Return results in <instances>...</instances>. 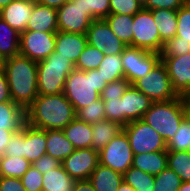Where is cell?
Listing matches in <instances>:
<instances>
[{
	"instance_id": "42",
	"label": "cell",
	"mask_w": 190,
	"mask_h": 191,
	"mask_svg": "<svg viewBox=\"0 0 190 191\" xmlns=\"http://www.w3.org/2000/svg\"><path fill=\"white\" fill-rule=\"evenodd\" d=\"M143 9L138 0H110V14L134 16Z\"/></svg>"
},
{
	"instance_id": "52",
	"label": "cell",
	"mask_w": 190,
	"mask_h": 191,
	"mask_svg": "<svg viewBox=\"0 0 190 191\" xmlns=\"http://www.w3.org/2000/svg\"><path fill=\"white\" fill-rule=\"evenodd\" d=\"M73 191H95L91 182L87 180H76Z\"/></svg>"
},
{
	"instance_id": "55",
	"label": "cell",
	"mask_w": 190,
	"mask_h": 191,
	"mask_svg": "<svg viewBox=\"0 0 190 191\" xmlns=\"http://www.w3.org/2000/svg\"><path fill=\"white\" fill-rule=\"evenodd\" d=\"M188 113H190V90L183 96Z\"/></svg>"
},
{
	"instance_id": "49",
	"label": "cell",
	"mask_w": 190,
	"mask_h": 191,
	"mask_svg": "<svg viewBox=\"0 0 190 191\" xmlns=\"http://www.w3.org/2000/svg\"><path fill=\"white\" fill-rule=\"evenodd\" d=\"M0 191H26L20 178L0 176Z\"/></svg>"
},
{
	"instance_id": "45",
	"label": "cell",
	"mask_w": 190,
	"mask_h": 191,
	"mask_svg": "<svg viewBox=\"0 0 190 191\" xmlns=\"http://www.w3.org/2000/svg\"><path fill=\"white\" fill-rule=\"evenodd\" d=\"M4 155L23 157V127L19 132L13 134L6 145Z\"/></svg>"
},
{
	"instance_id": "27",
	"label": "cell",
	"mask_w": 190,
	"mask_h": 191,
	"mask_svg": "<svg viewBox=\"0 0 190 191\" xmlns=\"http://www.w3.org/2000/svg\"><path fill=\"white\" fill-rule=\"evenodd\" d=\"M160 34L161 42L164 44L176 36L177 10L155 9L150 10Z\"/></svg>"
},
{
	"instance_id": "30",
	"label": "cell",
	"mask_w": 190,
	"mask_h": 191,
	"mask_svg": "<svg viewBox=\"0 0 190 191\" xmlns=\"http://www.w3.org/2000/svg\"><path fill=\"white\" fill-rule=\"evenodd\" d=\"M111 31L127 46H132L134 16L123 14H109L104 19Z\"/></svg>"
},
{
	"instance_id": "39",
	"label": "cell",
	"mask_w": 190,
	"mask_h": 191,
	"mask_svg": "<svg viewBox=\"0 0 190 191\" xmlns=\"http://www.w3.org/2000/svg\"><path fill=\"white\" fill-rule=\"evenodd\" d=\"M182 184L181 178L168 167L155 175L153 191H177Z\"/></svg>"
},
{
	"instance_id": "41",
	"label": "cell",
	"mask_w": 190,
	"mask_h": 191,
	"mask_svg": "<svg viewBox=\"0 0 190 191\" xmlns=\"http://www.w3.org/2000/svg\"><path fill=\"white\" fill-rule=\"evenodd\" d=\"M105 106V117L123 126L122 99L117 97H101Z\"/></svg>"
},
{
	"instance_id": "57",
	"label": "cell",
	"mask_w": 190,
	"mask_h": 191,
	"mask_svg": "<svg viewBox=\"0 0 190 191\" xmlns=\"http://www.w3.org/2000/svg\"><path fill=\"white\" fill-rule=\"evenodd\" d=\"M12 1H13V0H0V10H1L3 7L9 5Z\"/></svg>"
},
{
	"instance_id": "15",
	"label": "cell",
	"mask_w": 190,
	"mask_h": 191,
	"mask_svg": "<svg viewBox=\"0 0 190 191\" xmlns=\"http://www.w3.org/2000/svg\"><path fill=\"white\" fill-rule=\"evenodd\" d=\"M165 65L172 88L183 97L190 90V53L182 56L161 57Z\"/></svg>"
},
{
	"instance_id": "21",
	"label": "cell",
	"mask_w": 190,
	"mask_h": 191,
	"mask_svg": "<svg viewBox=\"0 0 190 191\" xmlns=\"http://www.w3.org/2000/svg\"><path fill=\"white\" fill-rule=\"evenodd\" d=\"M26 123L25 109L14 103H0V129L19 132Z\"/></svg>"
},
{
	"instance_id": "5",
	"label": "cell",
	"mask_w": 190,
	"mask_h": 191,
	"mask_svg": "<svg viewBox=\"0 0 190 191\" xmlns=\"http://www.w3.org/2000/svg\"><path fill=\"white\" fill-rule=\"evenodd\" d=\"M75 69V65L67 58L54 51L46 59L37 63L38 95L63 93L67 76Z\"/></svg>"
},
{
	"instance_id": "36",
	"label": "cell",
	"mask_w": 190,
	"mask_h": 191,
	"mask_svg": "<svg viewBox=\"0 0 190 191\" xmlns=\"http://www.w3.org/2000/svg\"><path fill=\"white\" fill-rule=\"evenodd\" d=\"M103 52L99 51L94 46L87 44L79 59L75 64V69L81 71H89L97 69L104 58Z\"/></svg>"
},
{
	"instance_id": "2",
	"label": "cell",
	"mask_w": 190,
	"mask_h": 191,
	"mask_svg": "<svg viewBox=\"0 0 190 191\" xmlns=\"http://www.w3.org/2000/svg\"><path fill=\"white\" fill-rule=\"evenodd\" d=\"M37 63L20 54L0 63L7 77L12 101L25 110L38 96Z\"/></svg>"
},
{
	"instance_id": "4",
	"label": "cell",
	"mask_w": 190,
	"mask_h": 191,
	"mask_svg": "<svg viewBox=\"0 0 190 191\" xmlns=\"http://www.w3.org/2000/svg\"><path fill=\"white\" fill-rule=\"evenodd\" d=\"M188 115L184 98L152 102L142 120L157 131L167 143L179 129L182 120Z\"/></svg>"
},
{
	"instance_id": "35",
	"label": "cell",
	"mask_w": 190,
	"mask_h": 191,
	"mask_svg": "<svg viewBox=\"0 0 190 191\" xmlns=\"http://www.w3.org/2000/svg\"><path fill=\"white\" fill-rule=\"evenodd\" d=\"M167 151H190V117L181 122L174 137L166 143Z\"/></svg>"
},
{
	"instance_id": "13",
	"label": "cell",
	"mask_w": 190,
	"mask_h": 191,
	"mask_svg": "<svg viewBox=\"0 0 190 191\" xmlns=\"http://www.w3.org/2000/svg\"><path fill=\"white\" fill-rule=\"evenodd\" d=\"M99 164V152L92 148L75 149L61 162L64 170L75 180H87Z\"/></svg>"
},
{
	"instance_id": "51",
	"label": "cell",
	"mask_w": 190,
	"mask_h": 191,
	"mask_svg": "<svg viewBox=\"0 0 190 191\" xmlns=\"http://www.w3.org/2000/svg\"><path fill=\"white\" fill-rule=\"evenodd\" d=\"M14 133L15 132L9 130L0 129V157L4 155L6 145L8 144Z\"/></svg>"
},
{
	"instance_id": "16",
	"label": "cell",
	"mask_w": 190,
	"mask_h": 191,
	"mask_svg": "<svg viewBox=\"0 0 190 191\" xmlns=\"http://www.w3.org/2000/svg\"><path fill=\"white\" fill-rule=\"evenodd\" d=\"M121 99L123 127L131 121L142 119L152 104V101L133 85L128 86Z\"/></svg>"
},
{
	"instance_id": "8",
	"label": "cell",
	"mask_w": 190,
	"mask_h": 191,
	"mask_svg": "<svg viewBox=\"0 0 190 191\" xmlns=\"http://www.w3.org/2000/svg\"><path fill=\"white\" fill-rule=\"evenodd\" d=\"M133 154L167 151L163 137L144 120L131 121L123 127Z\"/></svg>"
},
{
	"instance_id": "53",
	"label": "cell",
	"mask_w": 190,
	"mask_h": 191,
	"mask_svg": "<svg viewBox=\"0 0 190 191\" xmlns=\"http://www.w3.org/2000/svg\"><path fill=\"white\" fill-rule=\"evenodd\" d=\"M70 0H37V4L48 6L52 8H60L65 3L69 2Z\"/></svg>"
},
{
	"instance_id": "44",
	"label": "cell",
	"mask_w": 190,
	"mask_h": 191,
	"mask_svg": "<svg viewBox=\"0 0 190 191\" xmlns=\"http://www.w3.org/2000/svg\"><path fill=\"white\" fill-rule=\"evenodd\" d=\"M42 176L43 174L31 165L20 179L26 191H42Z\"/></svg>"
},
{
	"instance_id": "25",
	"label": "cell",
	"mask_w": 190,
	"mask_h": 191,
	"mask_svg": "<svg viewBox=\"0 0 190 191\" xmlns=\"http://www.w3.org/2000/svg\"><path fill=\"white\" fill-rule=\"evenodd\" d=\"M132 166L155 176L167 168V151L133 154Z\"/></svg>"
},
{
	"instance_id": "37",
	"label": "cell",
	"mask_w": 190,
	"mask_h": 191,
	"mask_svg": "<svg viewBox=\"0 0 190 191\" xmlns=\"http://www.w3.org/2000/svg\"><path fill=\"white\" fill-rule=\"evenodd\" d=\"M79 3L93 20L105 19L110 14V0H70Z\"/></svg>"
},
{
	"instance_id": "38",
	"label": "cell",
	"mask_w": 190,
	"mask_h": 191,
	"mask_svg": "<svg viewBox=\"0 0 190 191\" xmlns=\"http://www.w3.org/2000/svg\"><path fill=\"white\" fill-rule=\"evenodd\" d=\"M103 100L97 99L90 106L83 107L76 112V118L88 124H95L106 119Z\"/></svg>"
},
{
	"instance_id": "31",
	"label": "cell",
	"mask_w": 190,
	"mask_h": 191,
	"mask_svg": "<svg viewBox=\"0 0 190 191\" xmlns=\"http://www.w3.org/2000/svg\"><path fill=\"white\" fill-rule=\"evenodd\" d=\"M167 167L182 180L190 181V151H167Z\"/></svg>"
},
{
	"instance_id": "59",
	"label": "cell",
	"mask_w": 190,
	"mask_h": 191,
	"mask_svg": "<svg viewBox=\"0 0 190 191\" xmlns=\"http://www.w3.org/2000/svg\"><path fill=\"white\" fill-rule=\"evenodd\" d=\"M142 5L146 2V0H138Z\"/></svg>"
},
{
	"instance_id": "29",
	"label": "cell",
	"mask_w": 190,
	"mask_h": 191,
	"mask_svg": "<svg viewBox=\"0 0 190 191\" xmlns=\"http://www.w3.org/2000/svg\"><path fill=\"white\" fill-rule=\"evenodd\" d=\"M42 191H73L76 182L62 167L48 170L42 176Z\"/></svg>"
},
{
	"instance_id": "34",
	"label": "cell",
	"mask_w": 190,
	"mask_h": 191,
	"mask_svg": "<svg viewBox=\"0 0 190 191\" xmlns=\"http://www.w3.org/2000/svg\"><path fill=\"white\" fill-rule=\"evenodd\" d=\"M123 181L135 191H153L155 176L131 166L124 174Z\"/></svg>"
},
{
	"instance_id": "40",
	"label": "cell",
	"mask_w": 190,
	"mask_h": 191,
	"mask_svg": "<svg viewBox=\"0 0 190 191\" xmlns=\"http://www.w3.org/2000/svg\"><path fill=\"white\" fill-rule=\"evenodd\" d=\"M177 41L190 43V4L186 1L177 10Z\"/></svg>"
},
{
	"instance_id": "19",
	"label": "cell",
	"mask_w": 190,
	"mask_h": 191,
	"mask_svg": "<svg viewBox=\"0 0 190 191\" xmlns=\"http://www.w3.org/2000/svg\"><path fill=\"white\" fill-rule=\"evenodd\" d=\"M34 4L13 0L0 10L2 18L12 29L18 33L26 31L28 20L31 18Z\"/></svg>"
},
{
	"instance_id": "24",
	"label": "cell",
	"mask_w": 190,
	"mask_h": 191,
	"mask_svg": "<svg viewBox=\"0 0 190 191\" xmlns=\"http://www.w3.org/2000/svg\"><path fill=\"white\" fill-rule=\"evenodd\" d=\"M75 149L91 148L92 125L75 118L63 130Z\"/></svg>"
},
{
	"instance_id": "11",
	"label": "cell",
	"mask_w": 190,
	"mask_h": 191,
	"mask_svg": "<svg viewBox=\"0 0 190 191\" xmlns=\"http://www.w3.org/2000/svg\"><path fill=\"white\" fill-rule=\"evenodd\" d=\"M19 44L20 55L39 62L54 52L56 33L24 31L20 34Z\"/></svg>"
},
{
	"instance_id": "32",
	"label": "cell",
	"mask_w": 190,
	"mask_h": 191,
	"mask_svg": "<svg viewBox=\"0 0 190 191\" xmlns=\"http://www.w3.org/2000/svg\"><path fill=\"white\" fill-rule=\"evenodd\" d=\"M31 164L24 157L3 155L0 157V176L21 178L31 167Z\"/></svg>"
},
{
	"instance_id": "3",
	"label": "cell",
	"mask_w": 190,
	"mask_h": 191,
	"mask_svg": "<svg viewBox=\"0 0 190 191\" xmlns=\"http://www.w3.org/2000/svg\"><path fill=\"white\" fill-rule=\"evenodd\" d=\"M106 85L107 83L97 69L89 71L74 69L67 76L63 94L77 112L79 109L90 106L91 103L100 99V94Z\"/></svg>"
},
{
	"instance_id": "12",
	"label": "cell",
	"mask_w": 190,
	"mask_h": 191,
	"mask_svg": "<svg viewBox=\"0 0 190 191\" xmlns=\"http://www.w3.org/2000/svg\"><path fill=\"white\" fill-rule=\"evenodd\" d=\"M87 43L103 52L104 55H121L125 45L112 31L104 19L93 20L86 32Z\"/></svg>"
},
{
	"instance_id": "20",
	"label": "cell",
	"mask_w": 190,
	"mask_h": 191,
	"mask_svg": "<svg viewBox=\"0 0 190 191\" xmlns=\"http://www.w3.org/2000/svg\"><path fill=\"white\" fill-rule=\"evenodd\" d=\"M26 31L56 33L58 31L57 9L35 3Z\"/></svg>"
},
{
	"instance_id": "58",
	"label": "cell",
	"mask_w": 190,
	"mask_h": 191,
	"mask_svg": "<svg viewBox=\"0 0 190 191\" xmlns=\"http://www.w3.org/2000/svg\"><path fill=\"white\" fill-rule=\"evenodd\" d=\"M15 1H20V2H26V3H32L35 4L37 0H15Z\"/></svg>"
},
{
	"instance_id": "17",
	"label": "cell",
	"mask_w": 190,
	"mask_h": 191,
	"mask_svg": "<svg viewBox=\"0 0 190 191\" xmlns=\"http://www.w3.org/2000/svg\"><path fill=\"white\" fill-rule=\"evenodd\" d=\"M47 130L25 123L23 126V157L30 163L46 154Z\"/></svg>"
},
{
	"instance_id": "14",
	"label": "cell",
	"mask_w": 190,
	"mask_h": 191,
	"mask_svg": "<svg viewBox=\"0 0 190 191\" xmlns=\"http://www.w3.org/2000/svg\"><path fill=\"white\" fill-rule=\"evenodd\" d=\"M92 21L79 3L69 1L57 9L58 31L86 35Z\"/></svg>"
},
{
	"instance_id": "7",
	"label": "cell",
	"mask_w": 190,
	"mask_h": 191,
	"mask_svg": "<svg viewBox=\"0 0 190 191\" xmlns=\"http://www.w3.org/2000/svg\"><path fill=\"white\" fill-rule=\"evenodd\" d=\"M133 86L152 102L169 101L179 97L172 88L171 80L162 61L145 77L138 79Z\"/></svg>"
},
{
	"instance_id": "46",
	"label": "cell",
	"mask_w": 190,
	"mask_h": 191,
	"mask_svg": "<svg viewBox=\"0 0 190 191\" xmlns=\"http://www.w3.org/2000/svg\"><path fill=\"white\" fill-rule=\"evenodd\" d=\"M187 0H146L143 9H169L178 10Z\"/></svg>"
},
{
	"instance_id": "28",
	"label": "cell",
	"mask_w": 190,
	"mask_h": 191,
	"mask_svg": "<svg viewBox=\"0 0 190 191\" xmlns=\"http://www.w3.org/2000/svg\"><path fill=\"white\" fill-rule=\"evenodd\" d=\"M75 148L62 130H47L46 154L62 162Z\"/></svg>"
},
{
	"instance_id": "33",
	"label": "cell",
	"mask_w": 190,
	"mask_h": 191,
	"mask_svg": "<svg viewBox=\"0 0 190 191\" xmlns=\"http://www.w3.org/2000/svg\"><path fill=\"white\" fill-rule=\"evenodd\" d=\"M97 70L107 84L125 78L120 55H105Z\"/></svg>"
},
{
	"instance_id": "6",
	"label": "cell",
	"mask_w": 190,
	"mask_h": 191,
	"mask_svg": "<svg viewBox=\"0 0 190 191\" xmlns=\"http://www.w3.org/2000/svg\"><path fill=\"white\" fill-rule=\"evenodd\" d=\"M120 56L125 79L130 85L145 77L161 61L160 53L132 46H127Z\"/></svg>"
},
{
	"instance_id": "54",
	"label": "cell",
	"mask_w": 190,
	"mask_h": 191,
	"mask_svg": "<svg viewBox=\"0 0 190 191\" xmlns=\"http://www.w3.org/2000/svg\"><path fill=\"white\" fill-rule=\"evenodd\" d=\"M117 191H135V189L123 181Z\"/></svg>"
},
{
	"instance_id": "22",
	"label": "cell",
	"mask_w": 190,
	"mask_h": 191,
	"mask_svg": "<svg viewBox=\"0 0 190 191\" xmlns=\"http://www.w3.org/2000/svg\"><path fill=\"white\" fill-rule=\"evenodd\" d=\"M88 180L95 191H117L123 182V175L99 163Z\"/></svg>"
},
{
	"instance_id": "43",
	"label": "cell",
	"mask_w": 190,
	"mask_h": 191,
	"mask_svg": "<svg viewBox=\"0 0 190 191\" xmlns=\"http://www.w3.org/2000/svg\"><path fill=\"white\" fill-rule=\"evenodd\" d=\"M190 53V43L185 41H177V36L171 38L164 43L161 51V57L182 56Z\"/></svg>"
},
{
	"instance_id": "47",
	"label": "cell",
	"mask_w": 190,
	"mask_h": 191,
	"mask_svg": "<svg viewBox=\"0 0 190 191\" xmlns=\"http://www.w3.org/2000/svg\"><path fill=\"white\" fill-rule=\"evenodd\" d=\"M129 85L130 83L125 78L108 83L100 95L101 97L121 98Z\"/></svg>"
},
{
	"instance_id": "23",
	"label": "cell",
	"mask_w": 190,
	"mask_h": 191,
	"mask_svg": "<svg viewBox=\"0 0 190 191\" xmlns=\"http://www.w3.org/2000/svg\"><path fill=\"white\" fill-rule=\"evenodd\" d=\"M121 131H123V126L109 119L92 124L91 148L99 152Z\"/></svg>"
},
{
	"instance_id": "56",
	"label": "cell",
	"mask_w": 190,
	"mask_h": 191,
	"mask_svg": "<svg viewBox=\"0 0 190 191\" xmlns=\"http://www.w3.org/2000/svg\"><path fill=\"white\" fill-rule=\"evenodd\" d=\"M177 191H190V181L182 182L180 188Z\"/></svg>"
},
{
	"instance_id": "50",
	"label": "cell",
	"mask_w": 190,
	"mask_h": 191,
	"mask_svg": "<svg viewBox=\"0 0 190 191\" xmlns=\"http://www.w3.org/2000/svg\"><path fill=\"white\" fill-rule=\"evenodd\" d=\"M12 101L7 77L3 67L0 64V103Z\"/></svg>"
},
{
	"instance_id": "18",
	"label": "cell",
	"mask_w": 190,
	"mask_h": 191,
	"mask_svg": "<svg viewBox=\"0 0 190 191\" xmlns=\"http://www.w3.org/2000/svg\"><path fill=\"white\" fill-rule=\"evenodd\" d=\"M87 44V37L84 34L57 31L54 51L75 65Z\"/></svg>"
},
{
	"instance_id": "48",
	"label": "cell",
	"mask_w": 190,
	"mask_h": 191,
	"mask_svg": "<svg viewBox=\"0 0 190 191\" xmlns=\"http://www.w3.org/2000/svg\"><path fill=\"white\" fill-rule=\"evenodd\" d=\"M35 169H37L41 174L47 173V171L56 169L61 166V162L50 155H43L38 160L31 164Z\"/></svg>"
},
{
	"instance_id": "1",
	"label": "cell",
	"mask_w": 190,
	"mask_h": 191,
	"mask_svg": "<svg viewBox=\"0 0 190 191\" xmlns=\"http://www.w3.org/2000/svg\"><path fill=\"white\" fill-rule=\"evenodd\" d=\"M25 114L27 124L43 130H63L76 118L73 105L63 93L38 95Z\"/></svg>"
},
{
	"instance_id": "10",
	"label": "cell",
	"mask_w": 190,
	"mask_h": 191,
	"mask_svg": "<svg viewBox=\"0 0 190 191\" xmlns=\"http://www.w3.org/2000/svg\"><path fill=\"white\" fill-rule=\"evenodd\" d=\"M132 47L161 53L164 44L161 42L150 10L142 9L134 15Z\"/></svg>"
},
{
	"instance_id": "9",
	"label": "cell",
	"mask_w": 190,
	"mask_h": 191,
	"mask_svg": "<svg viewBox=\"0 0 190 191\" xmlns=\"http://www.w3.org/2000/svg\"><path fill=\"white\" fill-rule=\"evenodd\" d=\"M99 163L122 175L132 166L133 152L124 131L99 151Z\"/></svg>"
},
{
	"instance_id": "26",
	"label": "cell",
	"mask_w": 190,
	"mask_h": 191,
	"mask_svg": "<svg viewBox=\"0 0 190 191\" xmlns=\"http://www.w3.org/2000/svg\"><path fill=\"white\" fill-rule=\"evenodd\" d=\"M20 33L0 18V63L20 53Z\"/></svg>"
}]
</instances>
